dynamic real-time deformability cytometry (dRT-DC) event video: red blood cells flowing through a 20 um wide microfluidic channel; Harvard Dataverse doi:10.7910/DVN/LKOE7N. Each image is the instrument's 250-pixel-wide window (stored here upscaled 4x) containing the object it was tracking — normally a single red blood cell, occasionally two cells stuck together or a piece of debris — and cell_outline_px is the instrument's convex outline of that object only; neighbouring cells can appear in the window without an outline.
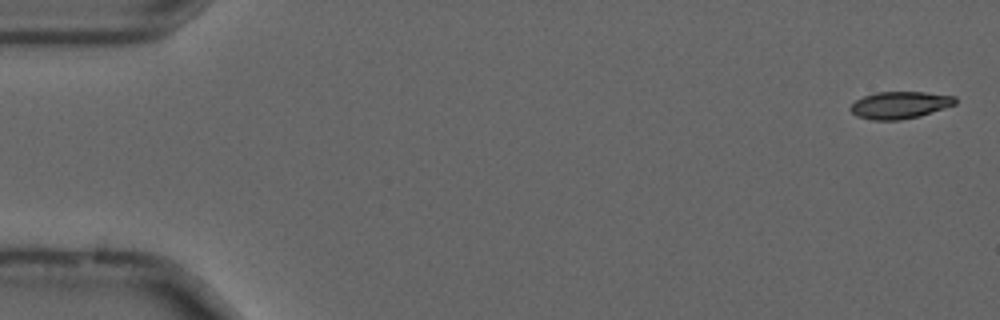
{"species": "common noctule bat (a hibernating species)", "species_latin": "Nyctalus noctula", "temperature_condition": "cold", "stored_images_in_passage": 56, "camera_frame_rate_fps": 3000, "um_per_image_px": 0.085, "animal": {"sex": "male", "forearm_length_mm": 52.5}, "frame": {"image": 1, "passage_image": 2, "time_ms": 0.333, "image_size_px": [1000, 320], "cell_outline_px": [[956, 104], [920, 116], [900, 120], [872, 120], [856, 116], [848, 108], [856, 100], [864, 96], [876, 92], [924, 92], [956, 96]], "centroid_in_image_um": [76.48, 8.93], "position_along_channel_um": 8.5, "area_um2": 16.59}}
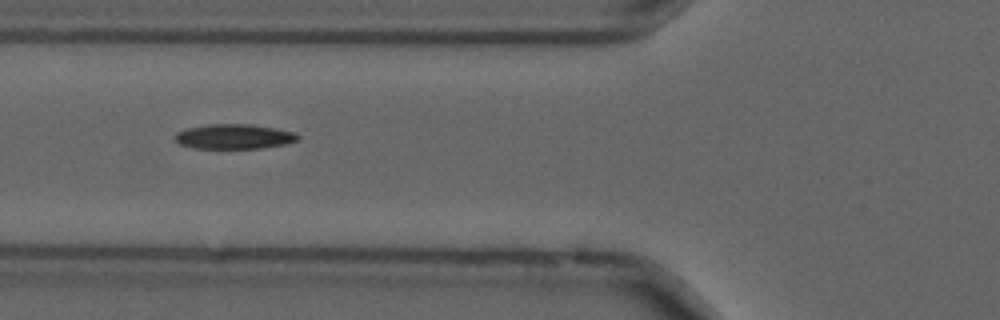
{"frame": {"image": 2, "passage_image": 21, "time_ms": 6.667, "image_size_px": [1000, 320], "cell_outline_px": [[300, 140], [284, 144], [260, 148], [196, 148], [180, 144], [176, 140], [176, 132], [188, 128], [208, 124], [252, 124], [276, 128], [296, 132], [300, 136]], "centroid_in_image_um": [19.96, 11.59], "position_along_channel_um": 105.8, "area_um2": 17.74}}
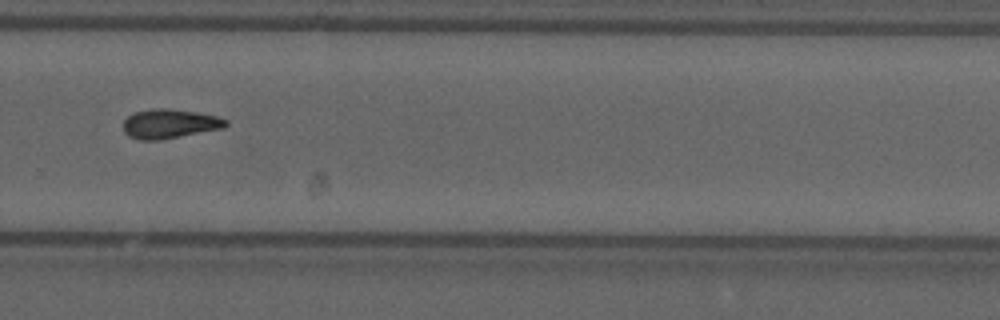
{"frame": {"image": 3, "passage_image": 38, "time_ms": 12.333, "image_size_px": [1000, 320], "cell_outline_px": [[228, 124], [224, 128], [160, 140], [140, 140], [128, 136], [124, 132], [124, 120], [132, 112], [156, 108], [172, 108], [196, 112], [216, 116], [228, 120]], "centroid_in_image_um": [14.41, 10.51], "position_along_channel_um": 315.4, "area_um2": 17.63}, "authors_computed_cell_mechanics": {"area_um2": 16.9065, "velocity_mm_per_s": 3.6988, "shape_relaxation_time_tau1_ms": 9.3341, "shape_relaxation_time_tau2_ms": null, "deformation_change_tau1": 0.1954, "deformation_change_tau2": null}}